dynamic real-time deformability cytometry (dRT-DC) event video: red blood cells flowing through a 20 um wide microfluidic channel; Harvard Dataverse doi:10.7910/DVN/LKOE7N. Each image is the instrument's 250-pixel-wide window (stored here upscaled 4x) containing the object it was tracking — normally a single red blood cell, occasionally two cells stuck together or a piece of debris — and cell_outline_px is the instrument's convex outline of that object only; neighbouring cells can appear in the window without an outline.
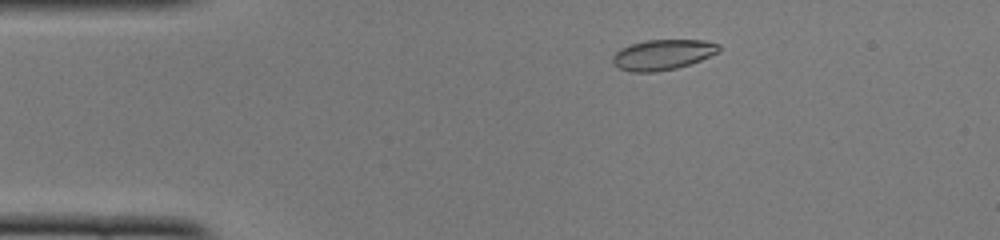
{"species": "common noctule bat (a hibernating species)", "species_latin": "Nyctalus noctula", "temperature_condition": "cold", "stored_images_in_passage": 47, "camera_frame_rate_fps": 3000, "um_per_image_px": 0.085, "animal": {"sex": "female", "body_mass_g": 22.0, "forearm_length_mm": 56.7}, "frame": {"image": 1, "passage_image": 6, "time_ms": 1.667, "image_size_px": [1000, 240], "cell_outline_px": [[720, 52], [700, 60], [676, 68], [656, 72], [632, 72], [620, 68], [612, 64], [612, 56], [620, 48], [644, 40], [704, 40], [720, 44]], "centroid_in_image_um": [56.33, 4.64], "position_along_channel_um": 28.7, "area_um2": 18.84}}
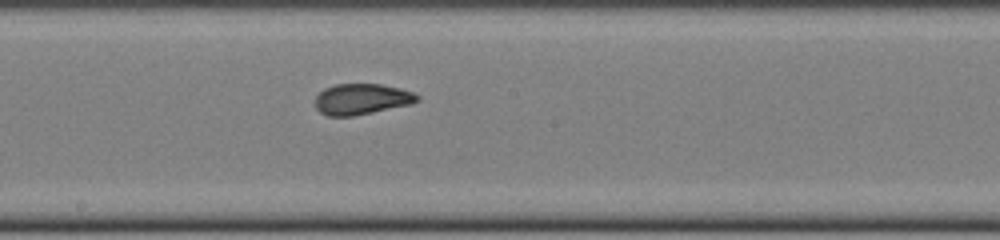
{"frame": {"image": 2, "passage_image": 24, "time_ms": 7.667, "image_size_px": [1000, 240], "cell_outline_px": [[420, 100], [412, 104], [352, 116], [328, 116], [320, 112], [316, 108], [316, 96], [324, 88], [336, 84], [380, 84], [400, 88], [412, 92], [420, 96]], "centroid_in_image_um": [30.75, 8.42], "position_along_channel_um": 217.4, "area_um2": 18.32}}
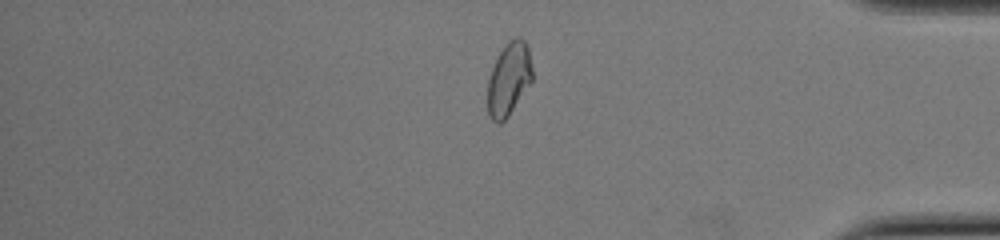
{"frame": {"image": 3, "passage_image": 39, "time_ms": 12.667, "image_size_px": [1000, 240], "cell_outline_px": [[532, 80], [508, 116], [500, 124], [492, 120], [488, 112], [488, 80], [492, 68], [500, 52], [508, 40], [516, 36], [520, 36], [524, 40], [528, 48], [532, 68]], "centroid_in_image_um": [43.25, 6.69], "position_along_channel_um": 391.9, "area_um2": 18.79}, "authors_computed_cell_mechanics": {"area_um2": 18.785, "velocity_mm_per_s": 3.9998, "shape_relaxation_time_tau1_ms": 11.3313, "shape_relaxation_time_tau2_ms": 0.863, "deformation_change_tau1": 0.2291, "deformation_change_tau2": 0.0533}}